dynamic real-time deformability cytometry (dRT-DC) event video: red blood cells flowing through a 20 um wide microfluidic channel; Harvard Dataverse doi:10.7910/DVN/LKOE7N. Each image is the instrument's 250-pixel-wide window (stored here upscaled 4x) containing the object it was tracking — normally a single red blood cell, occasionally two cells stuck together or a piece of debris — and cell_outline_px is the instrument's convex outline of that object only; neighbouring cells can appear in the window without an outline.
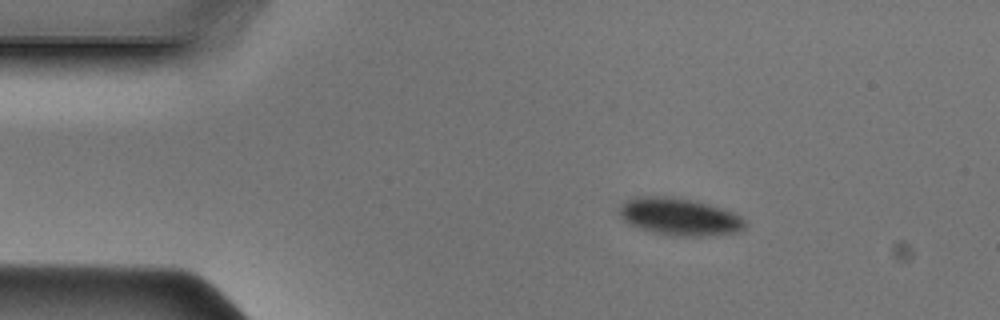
{"species": "Egyptian fruit bat (a non-hibernating species)", "species_latin": "Rousettus aegyptiacus", "temperature_condition": "cold", "stored_images_in_passage": 47, "camera_frame_rate_fps": 3000, "um_per_image_px": 0.085, "animal": {"sex": "male"}, "frame": {"image": 1, "passage_image": 7, "time_ms": 2.0, "image_size_px": [1000, 320], "cell_outline_px": [[744, 228], [736, 232], [704, 236], [672, 236], [640, 228], [624, 220], [620, 216], [620, 208], [628, 200], [636, 196], [668, 196], [692, 200], [708, 204], [732, 212], [740, 216], [744, 220]], "centroid_in_image_um": [57.76, 18.42], "position_along_channel_um": 27.2, "area_um2": 26.82}}
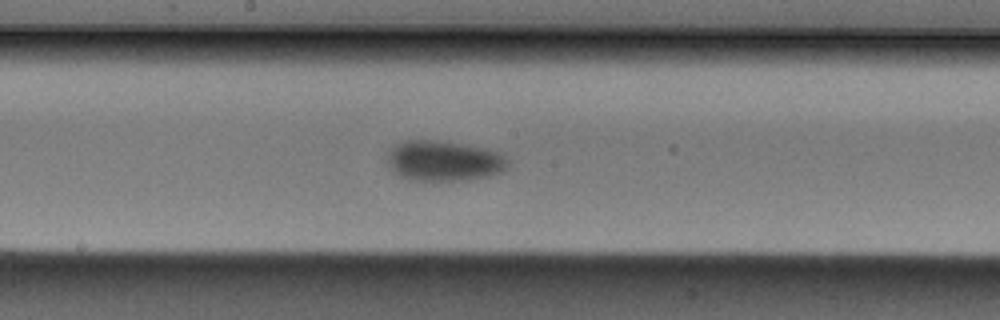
{"frame": {"image": 2, "passage_image": 24, "time_ms": 7.667, "image_size_px": [1000, 320], "cell_outline_px": [[508, 164], [504, 172], [488, 176], [464, 180], [408, 180], [400, 176], [392, 168], [388, 160], [388, 152], [396, 144], [408, 140], [428, 140], [460, 144], [500, 152], [508, 160]], "centroid_in_image_um": [37.75, 13.69], "position_along_channel_um": 210.5, "area_um2": 27.92}}
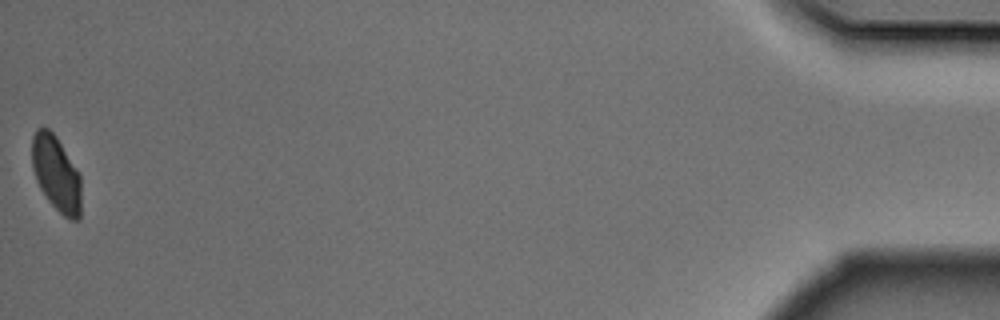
{"frame": {"image": 3, "passage_image": 47, "time_ms": 15.333, "image_size_px": [1000, 320], "cell_outline_px": [[80, 220], [68, 220], [48, 200], [40, 188], [36, 180], [32, 168], [32, 136], [36, 128], [48, 128], [56, 136], [80, 172]], "centroid_in_image_um": [4.78, 14.75], "position_along_channel_um": 430.4, "area_um2": 21.73}}